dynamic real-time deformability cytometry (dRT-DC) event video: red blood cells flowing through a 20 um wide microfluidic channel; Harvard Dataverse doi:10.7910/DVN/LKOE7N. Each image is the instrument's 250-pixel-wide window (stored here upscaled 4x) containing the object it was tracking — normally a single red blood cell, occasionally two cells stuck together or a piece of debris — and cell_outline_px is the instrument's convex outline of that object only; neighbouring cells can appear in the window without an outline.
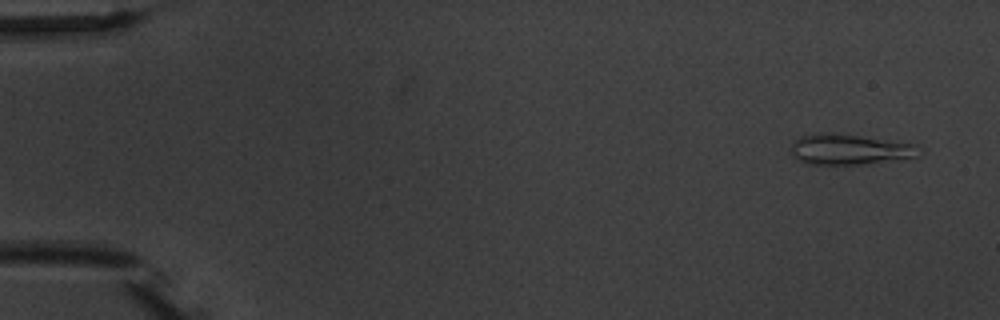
{"species": "common noctule bat (a hibernating species)", "species_latin": "Nyctalus noctula", "temperature_condition": "warm", "stored_images_in_passage": 5, "camera_frame_rate_fps": 3000, "um_per_image_px": 0.085, "animal": {"sex": "male", "body_mass_g": 20.1, "forearm_length_mm": 53.5}, "frame": {"image": 1, "passage_image": 1, "time_ms": 0.0, "image_size_px": [1000, 320], "cell_outline_px": [[924, 152], [920, 156], [864, 164], [804, 164], [796, 160], [792, 156], [792, 140], [800, 136], [824, 132], [828, 132], [860, 136], [916, 144]], "centroid_in_image_um": [72.2, 12.7], "position_along_channel_um": 12.8, "area_um2": 23.0}}